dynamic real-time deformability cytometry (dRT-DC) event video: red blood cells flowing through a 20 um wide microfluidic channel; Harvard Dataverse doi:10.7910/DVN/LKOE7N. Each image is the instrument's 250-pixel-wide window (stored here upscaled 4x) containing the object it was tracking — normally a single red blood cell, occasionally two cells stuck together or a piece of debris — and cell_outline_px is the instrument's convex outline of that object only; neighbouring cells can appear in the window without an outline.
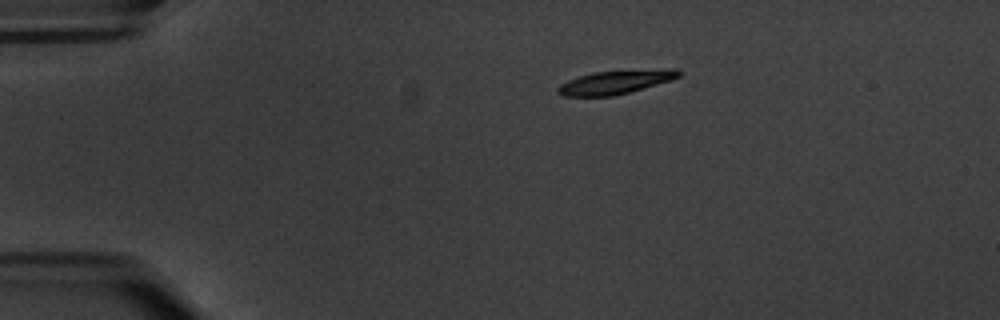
{"species": "common noctule bat (a hibernating species)", "species_latin": "Nyctalus noctula", "temperature_condition": "warm", "stored_images_in_passage": 5, "camera_frame_rate_fps": 3000, "um_per_image_px": 0.085, "animal": {"sex": "male", "body_mass_g": 20.1, "forearm_length_mm": 53.5}, "frame": {"image": 1, "passage_image": 1, "time_ms": 0.0, "image_size_px": [1000, 320], "cell_outline_px": [[680, 76], [672, 80], [628, 92], [612, 96], [564, 96], [556, 92], [556, 88], [560, 84], [568, 80], [592, 72], [668, 68], [676, 68], [680, 72]], "centroid_in_image_um": [52.31, 6.97], "position_along_channel_um": 32.7, "area_um2": 16.65}}